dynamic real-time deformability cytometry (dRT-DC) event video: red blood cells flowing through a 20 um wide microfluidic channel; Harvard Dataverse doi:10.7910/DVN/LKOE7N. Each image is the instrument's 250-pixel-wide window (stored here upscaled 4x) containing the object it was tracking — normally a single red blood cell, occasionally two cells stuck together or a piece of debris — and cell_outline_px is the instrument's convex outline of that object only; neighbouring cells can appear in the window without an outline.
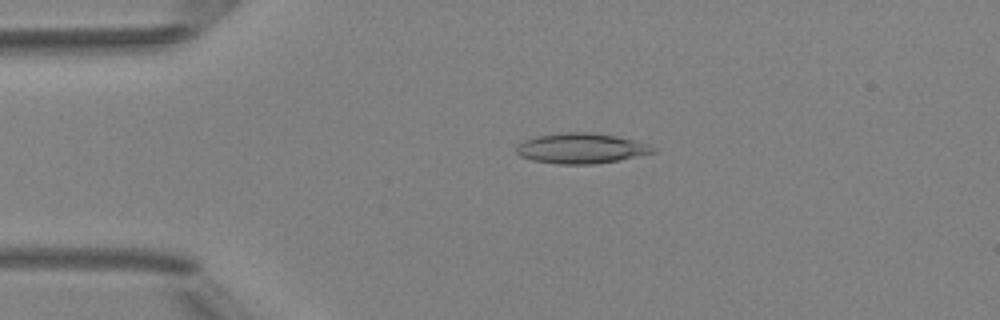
{"species": "Egyptian fruit bat (a non-hibernating species)", "species_latin": "Rousettus aegyptiacus", "temperature_condition": "room temperature", "stored_images_in_passage": 4, "camera_frame_rate_fps": 3000, "um_per_image_px": 0.085, "animal": {"sex": "female"}, "frame": {"image": 1, "passage_image": 4, "time_ms": 3.333, "image_size_px": [1000, 320], "cell_outline_px": [[656, 152], [620, 160], [592, 164], [560, 164], [532, 160], [520, 156], [516, 152], [516, 144], [524, 140], [536, 136], [560, 132], [592, 132], [616, 136], [652, 144], [656, 148]], "centroid_in_image_um": [49.41, 12.6], "position_along_channel_um": 35.6, "area_um2": 24.39}}